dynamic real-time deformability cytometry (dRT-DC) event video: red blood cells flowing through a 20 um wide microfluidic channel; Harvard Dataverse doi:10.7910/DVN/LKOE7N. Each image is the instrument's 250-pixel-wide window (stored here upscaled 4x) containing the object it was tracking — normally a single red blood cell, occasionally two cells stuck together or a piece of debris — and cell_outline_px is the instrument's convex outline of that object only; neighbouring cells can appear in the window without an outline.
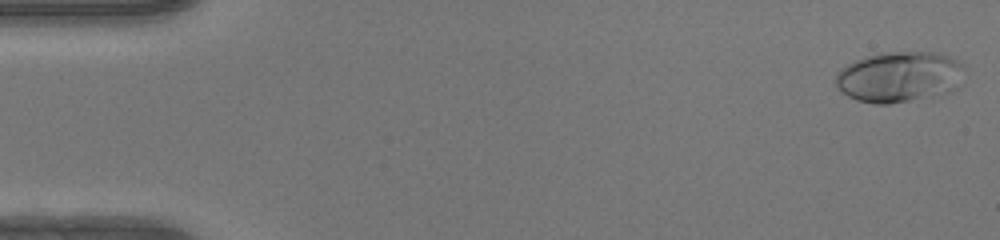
{"species": "human", "species_latin": "Homo sapiens", "temperature_condition": "warm", "stored_images_in_passage": 49, "camera_frame_rate_fps": 3000, "um_per_image_px": 0.085, "donor": {"sex": "female"}, "frame": {"image": 1, "passage_image": 1, "time_ms": 0.0, "image_size_px": [1000, 240], "cell_outline_px": [[964, 68], [956, 88], [952, 92], [932, 96], [888, 104], [876, 104], [856, 100], [840, 92], [836, 84], [836, 72], [840, 68], [856, 60], [868, 56], [884, 52], [936, 52], [948, 56], [964, 64]], "centroid_in_image_um": [76.42, 6.53], "position_along_channel_um": 8.6, "area_um2": 38.03}}
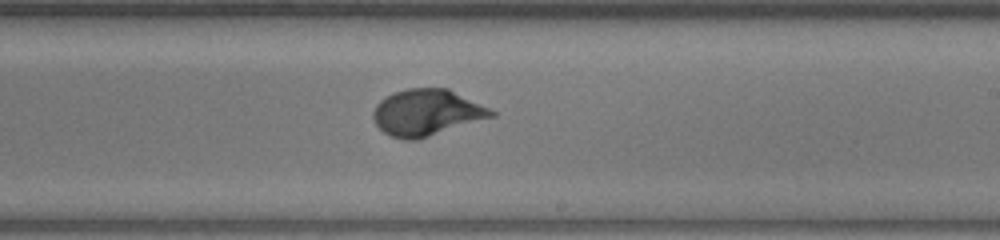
{"frame": {"image": 2, "passage_image": 29, "time_ms": 9.333, "image_size_px": [1000, 240], "cell_outline_px": [[496, 116], [416, 140], [404, 140], [392, 136], [384, 132], [376, 124], [372, 116], [372, 112], [376, 104], [380, 100], [392, 92], [408, 88], [448, 88], [496, 112]], "centroid_in_image_um": [36.24, 9.56], "position_along_channel_um": 252.8, "area_um2": 31.79}}
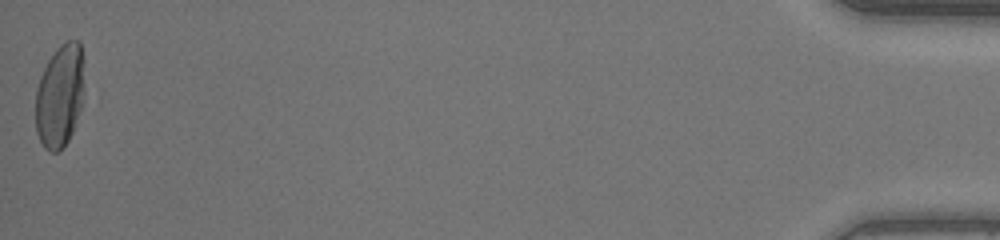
{"frame": {"image": 3, "passage_image": 49, "time_ms": 16.0, "image_size_px": [1000, 240], "cell_outline_px": [[84, 92], [80, 108], [72, 132], [68, 140], [56, 152], [52, 152], [44, 148], [36, 132], [36, 88], [40, 76], [48, 60], [56, 48], [60, 44], [68, 40], [80, 40], [84, 56]], "centroid_in_image_um": [5.1, 8.07], "position_along_channel_um": 430.1, "area_um2": 29.54}, "authors_computed_cell_mechanics": {"area_um2": 30.9808, "velocity_mm_per_s": 4.1918, "shape_relaxation_time_tau1_ms": 3.6858, "shape_relaxation_time_tau2_ms": null, "deformation_change_tau1": 0.2049, "deformation_change_tau2": null}}